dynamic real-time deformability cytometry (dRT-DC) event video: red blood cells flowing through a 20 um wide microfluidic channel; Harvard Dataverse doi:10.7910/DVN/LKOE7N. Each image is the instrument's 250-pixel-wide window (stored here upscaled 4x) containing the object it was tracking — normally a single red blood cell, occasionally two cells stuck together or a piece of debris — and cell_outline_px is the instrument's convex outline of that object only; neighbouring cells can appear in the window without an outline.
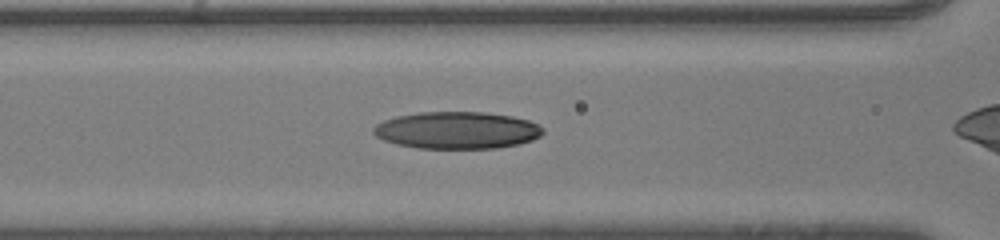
{"species": "human", "species_latin": "Homo sapiens", "temperature_condition": "room temperature", "stored_images_in_passage": 25, "camera_frame_rate_fps": 3000, "um_per_image_px": 0.085, "donor": {"sex": "male"}, "frame": {"image": 1, "passage_image": 6, "time_ms": 1.667, "image_size_px": [1000, 240], "cell_outline_px": [[544, 132], [540, 136], [532, 140], [520, 144], [496, 148], [416, 148], [396, 144], [384, 140], [376, 136], [372, 132], [372, 128], [376, 124], [384, 120], [396, 116], [420, 112], [484, 112], [512, 116], [528, 120], [544, 128]], "centroid_in_image_um": [38.84, 11.07], "position_along_channel_um": 127.8, "area_um2": 36.76}}
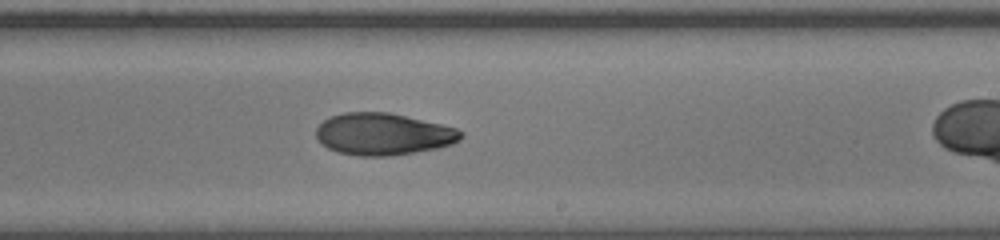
{"frame": {"image": 2, "passage_image": 15, "time_ms": 4.667, "image_size_px": [1000, 240], "cell_outline_px": [[464, 136], [460, 140], [452, 144], [436, 148], [388, 156], [360, 156], [336, 152], [328, 148], [316, 136], [316, 128], [324, 120], [332, 116], [344, 112], [388, 112], [440, 124], [456, 128], [464, 132]], "centroid_in_image_um": [32.58, 11.4], "position_along_channel_um": 256.4, "area_um2": 35.14}}
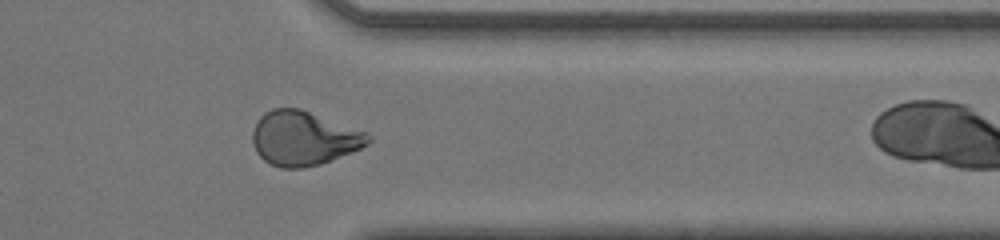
{"frame": {"image": 3, "passage_image": 24, "time_ms": 7.667, "image_size_px": [1000, 240], "cell_outline_px": [[372, 140], [368, 144], [352, 152], [320, 164], [304, 168], [280, 168], [268, 164], [256, 152], [252, 140], [252, 132], [256, 120], [264, 112], [272, 108], [300, 108], [368, 132], [372, 136]], "centroid_in_image_um": [25.8, 11.75], "position_along_channel_um": 385.6, "area_um2": 36.99}}